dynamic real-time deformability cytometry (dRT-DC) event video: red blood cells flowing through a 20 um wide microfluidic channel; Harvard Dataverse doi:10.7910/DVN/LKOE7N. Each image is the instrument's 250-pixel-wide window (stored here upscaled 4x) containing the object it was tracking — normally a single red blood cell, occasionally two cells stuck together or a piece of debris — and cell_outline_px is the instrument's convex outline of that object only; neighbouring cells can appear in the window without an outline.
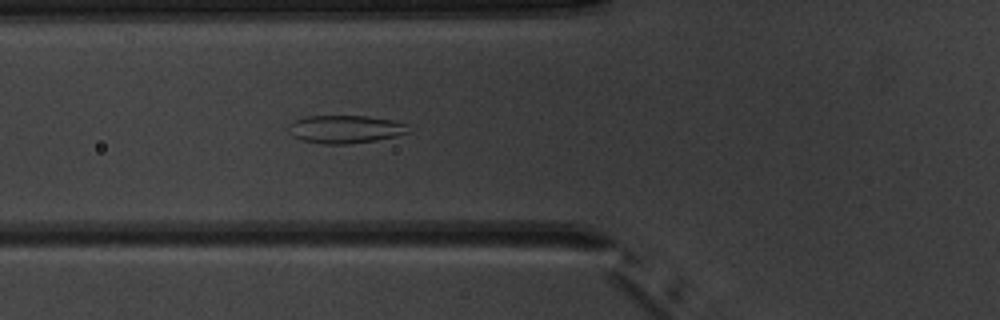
{"species": "common noctule bat (a hibernating species)", "species_latin": "Nyctalus noctula", "temperature_condition": "warm", "stored_images_in_passage": 3, "camera_frame_rate_fps": 3000, "um_per_image_px": 0.085, "animal": {"sex": "male", "body_mass_g": 20.1, "forearm_length_mm": 53.5}, "frame": {"image": 1, "passage_image": 3, "time_ms": 2.0, "image_size_px": [1000, 320], "cell_outline_px": [[408, 132], [396, 136], [376, 140], [348, 144], [324, 144], [300, 140], [292, 136], [288, 132], [288, 124], [292, 120], [308, 116], [368, 116], [392, 120], [408, 124]], "centroid_in_image_um": [29.29, 10.98], "position_along_channel_um": 96.5, "area_um2": 19.71}}